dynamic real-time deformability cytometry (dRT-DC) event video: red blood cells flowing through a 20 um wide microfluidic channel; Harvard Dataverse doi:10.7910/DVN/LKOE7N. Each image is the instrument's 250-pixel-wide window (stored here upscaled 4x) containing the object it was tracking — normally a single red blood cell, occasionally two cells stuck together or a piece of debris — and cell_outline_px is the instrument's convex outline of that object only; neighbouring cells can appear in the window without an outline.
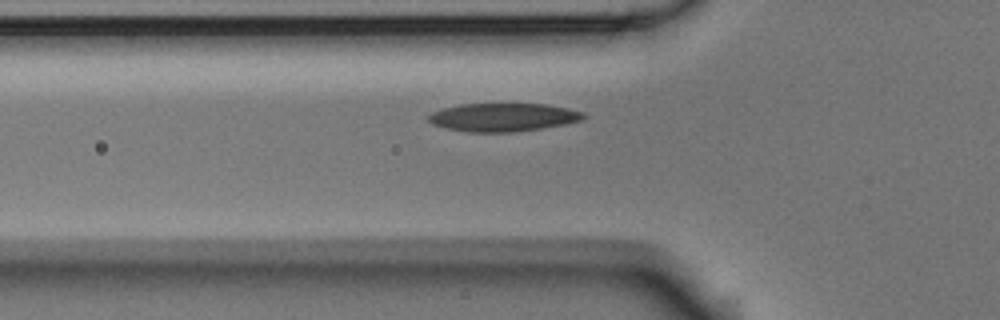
{"species": "Egyptian fruit bat (a non-hibernating species)", "species_latin": "Rousettus aegyptiacus", "temperature_condition": "room temperature", "stored_images_in_passage": 6, "camera_frame_rate_fps": 3000, "um_per_image_px": 0.085, "animal": {"sex": "male"}, "frame": {"image": 1, "passage_image": 6, "time_ms": 1.667, "image_size_px": [1000, 320], "cell_outline_px": [[588, 116], [580, 120], [564, 124], [540, 128], [512, 132], [468, 132], [448, 128], [432, 124], [428, 120], [428, 116], [432, 112], [444, 108], [460, 104], [544, 104], [568, 108], [584, 112]], "centroid_in_image_um": [42.77, 9.96], "position_along_channel_um": 83.0, "area_um2": 25.32}}